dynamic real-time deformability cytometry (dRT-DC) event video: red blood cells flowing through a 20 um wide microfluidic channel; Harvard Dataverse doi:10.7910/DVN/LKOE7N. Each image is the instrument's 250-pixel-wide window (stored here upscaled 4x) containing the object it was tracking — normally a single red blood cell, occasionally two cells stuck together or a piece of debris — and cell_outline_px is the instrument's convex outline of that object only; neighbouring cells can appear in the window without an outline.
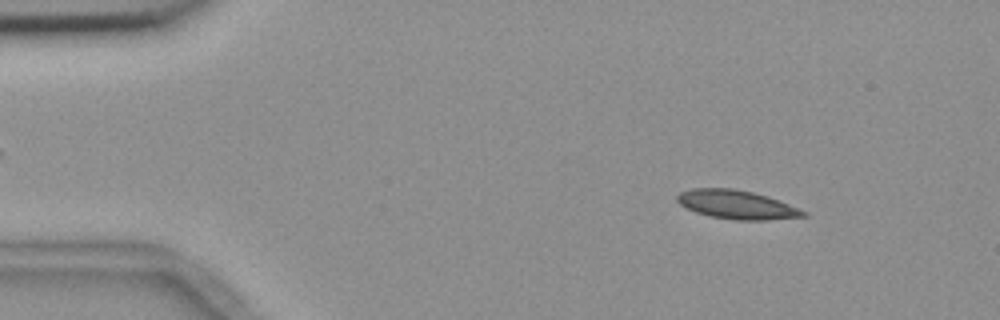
{"species": "common noctule bat (a hibernating species)", "species_latin": "Nyctalus noctula", "temperature_condition": "room temperature", "stored_images_in_passage": 8, "camera_frame_rate_fps": 3000, "um_per_image_px": 0.085, "animal": {"sex": "female", "body_mass_g": 18.4}, "frame": {"image": 1, "passage_image": 1, "time_ms": 0.0, "image_size_px": [1000, 320], "cell_outline_px": [[808, 216], [768, 220], [732, 220], [708, 216], [696, 212], [680, 204], [676, 200], [676, 196], [680, 192], [692, 188], [732, 188], [752, 192], [768, 196], [808, 212]], "centroid_in_image_um": [62.62, 17.4], "position_along_channel_um": 22.4, "area_um2": 21.21}}